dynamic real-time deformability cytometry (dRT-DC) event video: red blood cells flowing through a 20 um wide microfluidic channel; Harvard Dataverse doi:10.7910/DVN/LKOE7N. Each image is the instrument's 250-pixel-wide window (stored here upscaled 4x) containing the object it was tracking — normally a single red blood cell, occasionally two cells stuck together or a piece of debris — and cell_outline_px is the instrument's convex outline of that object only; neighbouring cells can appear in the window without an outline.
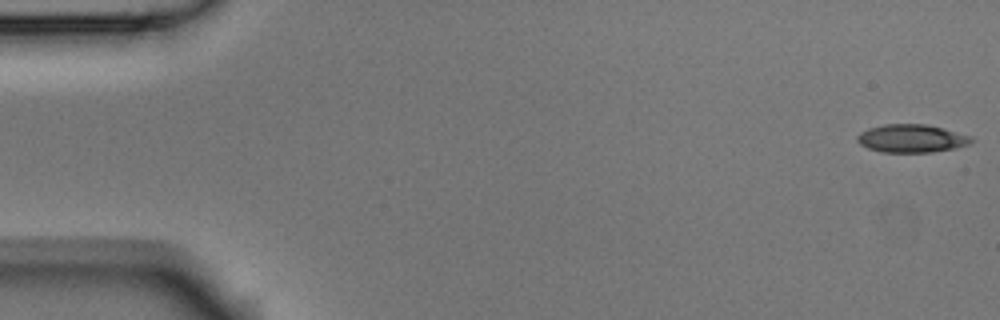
{"species": "Egyptian fruit bat (a non-hibernating species)", "species_latin": "Rousettus aegyptiacus", "temperature_condition": "room temperature", "stored_images_in_passage": 5, "camera_frame_rate_fps": 3000, "um_per_image_px": 0.085, "animal": {"sex": "male"}, "frame": {"image": 1, "passage_image": 1, "time_ms": 0.0, "image_size_px": [1000, 320], "cell_outline_px": [[976, 140], [968, 144], [956, 148], [932, 152], [880, 152], [868, 148], [860, 144], [856, 140], [856, 136], [860, 132], [868, 128], [884, 124], [924, 124], [972, 136]], "centroid_in_image_um": [77.46, 11.77], "position_along_channel_um": 7.5, "area_um2": 18.67}}
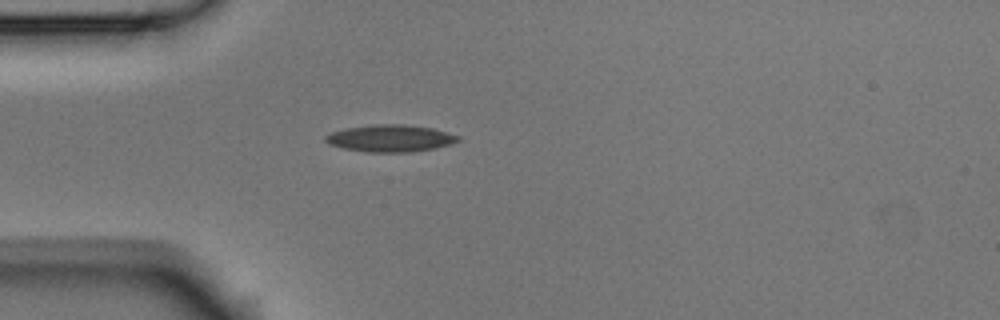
{"frame": {"image": 2, "passage_image": 5, "time_ms": 1.333, "image_size_px": [1000, 320], "cell_outline_px": [[460, 140], [452, 144], [436, 148], [408, 152], [368, 152], [344, 148], [328, 144], [324, 140], [324, 136], [332, 132], [348, 128], [376, 124], [404, 124], [432, 128], [460, 136]], "centroid_in_image_um": [33.19, 11.76], "position_along_channel_um": 51.8, "area_um2": 20.81}}